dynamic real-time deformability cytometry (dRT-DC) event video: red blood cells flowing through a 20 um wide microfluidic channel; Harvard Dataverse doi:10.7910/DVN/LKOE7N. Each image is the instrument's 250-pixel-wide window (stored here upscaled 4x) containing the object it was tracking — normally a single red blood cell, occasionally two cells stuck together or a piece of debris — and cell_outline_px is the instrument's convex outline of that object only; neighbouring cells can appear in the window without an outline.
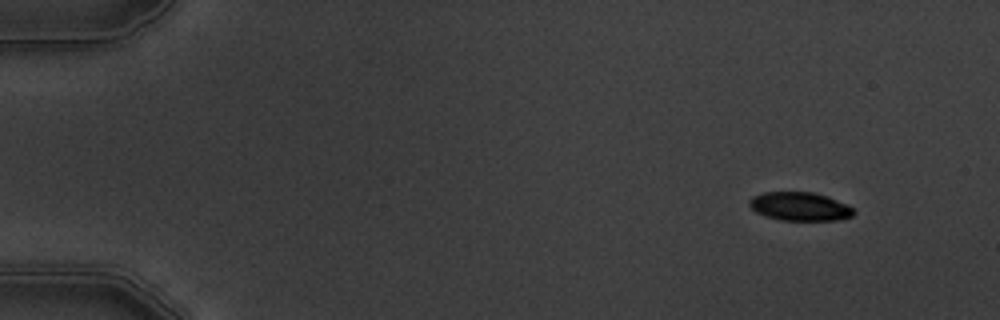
{"species": "common noctule bat (a hibernating species)", "species_latin": "Nyctalus noctula", "temperature_condition": "warm", "stored_images_in_passage": 4, "camera_frame_rate_fps": 3000, "um_per_image_px": 0.085, "animal": {"sex": "male", "body_mass_g": 19.5, "forearm_length_mm": 54.6}, "frame": {"image": 1, "passage_image": 1, "time_ms": 0.0, "image_size_px": [1000, 320], "cell_outline_px": [[856, 212], [852, 216], [836, 220], [780, 220], [764, 216], [756, 212], [748, 204], [748, 200], [752, 196], [764, 192], [812, 192], [828, 196], [852, 208]], "centroid_in_image_um": [67.94, 17.55], "position_along_channel_um": 17.1, "area_um2": 17.34}}